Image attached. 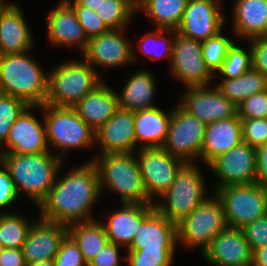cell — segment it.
I'll use <instances>...</instances> for the list:
<instances>
[{
    "instance_id": "48",
    "label": "cell",
    "mask_w": 267,
    "mask_h": 266,
    "mask_svg": "<svg viewBox=\"0 0 267 266\" xmlns=\"http://www.w3.org/2000/svg\"><path fill=\"white\" fill-rule=\"evenodd\" d=\"M256 183L267 189V150L256 148Z\"/></svg>"
},
{
    "instance_id": "23",
    "label": "cell",
    "mask_w": 267,
    "mask_h": 266,
    "mask_svg": "<svg viewBox=\"0 0 267 266\" xmlns=\"http://www.w3.org/2000/svg\"><path fill=\"white\" fill-rule=\"evenodd\" d=\"M177 244V226L155 208L141 222L127 249L175 250Z\"/></svg>"
},
{
    "instance_id": "53",
    "label": "cell",
    "mask_w": 267,
    "mask_h": 266,
    "mask_svg": "<svg viewBox=\"0 0 267 266\" xmlns=\"http://www.w3.org/2000/svg\"><path fill=\"white\" fill-rule=\"evenodd\" d=\"M8 2L0 0V11L5 7Z\"/></svg>"
},
{
    "instance_id": "41",
    "label": "cell",
    "mask_w": 267,
    "mask_h": 266,
    "mask_svg": "<svg viewBox=\"0 0 267 266\" xmlns=\"http://www.w3.org/2000/svg\"><path fill=\"white\" fill-rule=\"evenodd\" d=\"M237 109L241 119L267 118V89L244 99Z\"/></svg>"
},
{
    "instance_id": "31",
    "label": "cell",
    "mask_w": 267,
    "mask_h": 266,
    "mask_svg": "<svg viewBox=\"0 0 267 266\" xmlns=\"http://www.w3.org/2000/svg\"><path fill=\"white\" fill-rule=\"evenodd\" d=\"M68 234L77 243L87 265L108 242L105 227L100 220L71 224L68 226Z\"/></svg>"
},
{
    "instance_id": "29",
    "label": "cell",
    "mask_w": 267,
    "mask_h": 266,
    "mask_svg": "<svg viewBox=\"0 0 267 266\" xmlns=\"http://www.w3.org/2000/svg\"><path fill=\"white\" fill-rule=\"evenodd\" d=\"M156 78L145 69L131 74L120 93H117L118 107L138 111L156 107L153 101L156 89Z\"/></svg>"
},
{
    "instance_id": "30",
    "label": "cell",
    "mask_w": 267,
    "mask_h": 266,
    "mask_svg": "<svg viewBox=\"0 0 267 266\" xmlns=\"http://www.w3.org/2000/svg\"><path fill=\"white\" fill-rule=\"evenodd\" d=\"M188 0H142L137 11L154 21L156 29L177 30Z\"/></svg>"
},
{
    "instance_id": "34",
    "label": "cell",
    "mask_w": 267,
    "mask_h": 266,
    "mask_svg": "<svg viewBox=\"0 0 267 266\" xmlns=\"http://www.w3.org/2000/svg\"><path fill=\"white\" fill-rule=\"evenodd\" d=\"M136 11L137 5L132 0H103L96 9L109 29H124Z\"/></svg>"
},
{
    "instance_id": "15",
    "label": "cell",
    "mask_w": 267,
    "mask_h": 266,
    "mask_svg": "<svg viewBox=\"0 0 267 266\" xmlns=\"http://www.w3.org/2000/svg\"><path fill=\"white\" fill-rule=\"evenodd\" d=\"M221 0H188L177 32L198 41L217 35L224 28Z\"/></svg>"
},
{
    "instance_id": "17",
    "label": "cell",
    "mask_w": 267,
    "mask_h": 266,
    "mask_svg": "<svg viewBox=\"0 0 267 266\" xmlns=\"http://www.w3.org/2000/svg\"><path fill=\"white\" fill-rule=\"evenodd\" d=\"M38 108L39 106H27L23 110L13 123L5 146L0 148V155L4 153L40 154L51 151L46 139L44 120L40 123L32 113L34 109Z\"/></svg>"
},
{
    "instance_id": "49",
    "label": "cell",
    "mask_w": 267,
    "mask_h": 266,
    "mask_svg": "<svg viewBox=\"0 0 267 266\" xmlns=\"http://www.w3.org/2000/svg\"><path fill=\"white\" fill-rule=\"evenodd\" d=\"M21 249L4 248L0 253V266H26Z\"/></svg>"
},
{
    "instance_id": "43",
    "label": "cell",
    "mask_w": 267,
    "mask_h": 266,
    "mask_svg": "<svg viewBox=\"0 0 267 266\" xmlns=\"http://www.w3.org/2000/svg\"><path fill=\"white\" fill-rule=\"evenodd\" d=\"M243 141L254 148L262 146L267 140V118L241 119Z\"/></svg>"
},
{
    "instance_id": "56",
    "label": "cell",
    "mask_w": 267,
    "mask_h": 266,
    "mask_svg": "<svg viewBox=\"0 0 267 266\" xmlns=\"http://www.w3.org/2000/svg\"><path fill=\"white\" fill-rule=\"evenodd\" d=\"M3 249H4V246L0 242V253L2 252Z\"/></svg>"
},
{
    "instance_id": "55",
    "label": "cell",
    "mask_w": 267,
    "mask_h": 266,
    "mask_svg": "<svg viewBox=\"0 0 267 266\" xmlns=\"http://www.w3.org/2000/svg\"><path fill=\"white\" fill-rule=\"evenodd\" d=\"M262 147H263L265 150H267V140H266V142L262 145Z\"/></svg>"
},
{
    "instance_id": "42",
    "label": "cell",
    "mask_w": 267,
    "mask_h": 266,
    "mask_svg": "<svg viewBox=\"0 0 267 266\" xmlns=\"http://www.w3.org/2000/svg\"><path fill=\"white\" fill-rule=\"evenodd\" d=\"M53 261L55 266H87L77 243L69 234L61 242Z\"/></svg>"
},
{
    "instance_id": "16",
    "label": "cell",
    "mask_w": 267,
    "mask_h": 266,
    "mask_svg": "<svg viewBox=\"0 0 267 266\" xmlns=\"http://www.w3.org/2000/svg\"><path fill=\"white\" fill-rule=\"evenodd\" d=\"M212 86L188 87L178 104L206 124L235 117L237 106Z\"/></svg>"
},
{
    "instance_id": "40",
    "label": "cell",
    "mask_w": 267,
    "mask_h": 266,
    "mask_svg": "<svg viewBox=\"0 0 267 266\" xmlns=\"http://www.w3.org/2000/svg\"><path fill=\"white\" fill-rule=\"evenodd\" d=\"M79 20L85 35L88 39L108 32L110 29L103 20L97 15L96 11L81 5H69Z\"/></svg>"
},
{
    "instance_id": "38",
    "label": "cell",
    "mask_w": 267,
    "mask_h": 266,
    "mask_svg": "<svg viewBox=\"0 0 267 266\" xmlns=\"http://www.w3.org/2000/svg\"><path fill=\"white\" fill-rule=\"evenodd\" d=\"M27 106L18 98L0 93V148L4 146L13 123Z\"/></svg>"
},
{
    "instance_id": "19",
    "label": "cell",
    "mask_w": 267,
    "mask_h": 266,
    "mask_svg": "<svg viewBox=\"0 0 267 266\" xmlns=\"http://www.w3.org/2000/svg\"><path fill=\"white\" fill-rule=\"evenodd\" d=\"M100 154L137 152L135 139V111L118 108L114 115L97 131L95 144Z\"/></svg>"
},
{
    "instance_id": "44",
    "label": "cell",
    "mask_w": 267,
    "mask_h": 266,
    "mask_svg": "<svg viewBox=\"0 0 267 266\" xmlns=\"http://www.w3.org/2000/svg\"><path fill=\"white\" fill-rule=\"evenodd\" d=\"M252 251L267 245V215L241 229Z\"/></svg>"
},
{
    "instance_id": "50",
    "label": "cell",
    "mask_w": 267,
    "mask_h": 266,
    "mask_svg": "<svg viewBox=\"0 0 267 266\" xmlns=\"http://www.w3.org/2000/svg\"><path fill=\"white\" fill-rule=\"evenodd\" d=\"M252 266H267V245L253 251Z\"/></svg>"
},
{
    "instance_id": "46",
    "label": "cell",
    "mask_w": 267,
    "mask_h": 266,
    "mask_svg": "<svg viewBox=\"0 0 267 266\" xmlns=\"http://www.w3.org/2000/svg\"><path fill=\"white\" fill-rule=\"evenodd\" d=\"M252 51V68L267 78V37L247 40Z\"/></svg>"
},
{
    "instance_id": "39",
    "label": "cell",
    "mask_w": 267,
    "mask_h": 266,
    "mask_svg": "<svg viewBox=\"0 0 267 266\" xmlns=\"http://www.w3.org/2000/svg\"><path fill=\"white\" fill-rule=\"evenodd\" d=\"M130 266H172L175 250L126 249Z\"/></svg>"
},
{
    "instance_id": "25",
    "label": "cell",
    "mask_w": 267,
    "mask_h": 266,
    "mask_svg": "<svg viewBox=\"0 0 267 266\" xmlns=\"http://www.w3.org/2000/svg\"><path fill=\"white\" fill-rule=\"evenodd\" d=\"M243 142L242 121L235 117L211 122L206 125L201 161L208 166L218 156Z\"/></svg>"
},
{
    "instance_id": "28",
    "label": "cell",
    "mask_w": 267,
    "mask_h": 266,
    "mask_svg": "<svg viewBox=\"0 0 267 266\" xmlns=\"http://www.w3.org/2000/svg\"><path fill=\"white\" fill-rule=\"evenodd\" d=\"M172 109L168 113L159 107L135 111V139L140 148L163 147L169 129Z\"/></svg>"
},
{
    "instance_id": "51",
    "label": "cell",
    "mask_w": 267,
    "mask_h": 266,
    "mask_svg": "<svg viewBox=\"0 0 267 266\" xmlns=\"http://www.w3.org/2000/svg\"><path fill=\"white\" fill-rule=\"evenodd\" d=\"M68 5H81L93 11L100 6L103 0H64Z\"/></svg>"
},
{
    "instance_id": "22",
    "label": "cell",
    "mask_w": 267,
    "mask_h": 266,
    "mask_svg": "<svg viewBox=\"0 0 267 266\" xmlns=\"http://www.w3.org/2000/svg\"><path fill=\"white\" fill-rule=\"evenodd\" d=\"M32 35L22 9L8 1L0 11V56L31 51Z\"/></svg>"
},
{
    "instance_id": "45",
    "label": "cell",
    "mask_w": 267,
    "mask_h": 266,
    "mask_svg": "<svg viewBox=\"0 0 267 266\" xmlns=\"http://www.w3.org/2000/svg\"><path fill=\"white\" fill-rule=\"evenodd\" d=\"M18 197L19 195L9 171L0 161V208L6 209V207L16 202Z\"/></svg>"
},
{
    "instance_id": "3",
    "label": "cell",
    "mask_w": 267,
    "mask_h": 266,
    "mask_svg": "<svg viewBox=\"0 0 267 266\" xmlns=\"http://www.w3.org/2000/svg\"><path fill=\"white\" fill-rule=\"evenodd\" d=\"M29 53L0 56V93L18 98L28 106H42L48 93V72Z\"/></svg>"
},
{
    "instance_id": "47",
    "label": "cell",
    "mask_w": 267,
    "mask_h": 266,
    "mask_svg": "<svg viewBox=\"0 0 267 266\" xmlns=\"http://www.w3.org/2000/svg\"><path fill=\"white\" fill-rule=\"evenodd\" d=\"M121 246L107 242L98 255L87 266H121Z\"/></svg>"
},
{
    "instance_id": "27",
    "label": "cell",
    "mask_w": 267,
    "mask_h": 266,
    "mask_svg": "<svg viewBox=\"0 0 267 266\" xmlns=\"http://www.w3.org/2000/svg\"><path fill=\"white\" fill-rule=\"evenodd\" d=\"M232 26L237 37H267V0H236Z\"/></svg>"
},
{
    "instance_id": "8",
    "label": "cell",
    "mask_w": 267,
    "mask_h": 266,
    "mask_svg": "<svg viewBox=\"0 0 267 266\" xmlns=\"http://www.w3.org/2000/svg\"><path fill=\"white\" fill-rule=\"evenodd\" d=\"M227 227L223 205L214 194L177 225L179 245L183 244L188 249L199 247L203 254L213 238Z\"/></svg>"
},
{
    "instance_id": "35",
    "label": "cell",
    "mask_w": 267,
    "mask_h": 266,
    "mask_svg": "<svg viewBox=\"0 0 267 266\" xmlns=\"http://www.w3.org/2000/svg\"><path fill=\"white\" fill-rule=\"evenodd\" d=\"M166 34V35H165ZM168 34L173 39L168 38ZM172 34V36H171ZM175 30L158 29L146 33L135 46L152 60L167 58L171 63ZM167 37V38H166ZM161 50H160V49ZM158 49V51H157Z\"/></svg>"
},
{
    "instance_id": "20",
    "label": "cell",
    "mask_w": 267,
    "mask_h": 266,
    "mask_svg": "<svg viewBox=\"0 0 267 266\" xmlns=\"http://www.w3.org/2000/svg\"><path fill=\"white\" fill-rule=\"evenodd\" d=\"M67 234L66 225L41 218L34 220L21 248L26 264L53 260Z\"/></svg>"
},
{
    "instance_id": "10",
    "label": "cell",
    "mask_w": 267,
    "mask_h": 266,
    "mask_svg": "<svg viewBox=\"0 0 267 266\" xmlns=\"http://www.w3.org/2000/svg\"><path fill=\"white\" fill-rule=\"evenodd\" d=\"M206 125L177 103L172 108L168 134L163 148L185 163L200 161Z\"/></svg>"
},
{
    "instance_id": "4",
    "label": "cell",
    "mask_w": 267,
    "mask_h": 266,
    "mask_svg": "<svg viewBox=\"0 0 267 266\" xmlns=\"http://www.w3.org/2000/svg\"><path fill=\"white\" fill-rule=\"evenodd\" d=\"M92 161L99 176L100 192L108 189L123 203L154 204L147 195L134 152L97 154Z\"/></svg>"
},
{
    "instance_id": "32",
    "label": "cell",
    "mask_w": 267,
    "mask_h": 266,
    "mask_svg": "<svg viewBox=\"0 0 267 266\" xmlns=\"http://www.w3.org/2000/svg\"><path fill=\"white\" fill-rule=\"evenodd\" d=\"M217 89L237 107L244 99L267 89V78L251 68L238 78L222 79L215 84Z\"/></svg>"
},
{
    "instance_id": "26",
    "label": "cell",
    "mask_w": 267,
    "mask_h": 266,
    "mask_svg": "<svg viewBox=\"0 0 267 266\" xmlns=\"http://www.w3.org/2000/svg\"><path fill=\"white\" fill-rule=\"evenodd\" d=\"M73 108L94 131H97L119 108L117 92L103 81Z\"/></svg>"
},
{
    "instance_id": "18",
    "label": "cell",
    "mask_w": 267,
    "mask_h": 266,
    "mask_svg": "<svg viewBox=\"0 0 267 266\" xmlns=\"http://www.w3.org/2000/svg\"><path fill=\"white\" fill-rule=\"evenodd\" d=\"M202 257L213 266H252L253 251L241 229L227 227L213 238Z\"/></svg>"
},
{
    "instance_id": "13",
    "label": "cell",
    "mask_w": 267,
    "mask_h": 266,
    "mask_svg": "<svg viewBox=\"0 0 267 266\" xmlns=\"http://www.w3.org/2000/svg\"><path fill=\"white\" fill-rule=\"evenodd\" d=\"M207 168L218 178L214 191L229 185L256 183V148L246 142L214 159Z\"/></svg>"
},
{
    "instance_id": "52",
    "label": "cell",
    "mask_w": 267,
    "mask_h": 266,
    "mask_svg": "<svg viewBox=\"0 0 267 266\" xmlns=\"http://www.w3.org/2000/svg\"><path fill=\"white\" fill-rule=\"evenodd\" d=\"M26 266H55L53 260H42L27 264Z\"/></svg>"
},
{
    "instance_id": "9",
    "label": "cell",
    "mask_w": 267,
    "mask_h": 266,
    "mask_svg": "<svg viewBox=\"0 0 267 266\" xmlns=\"http://www.w3.org/2000/svg\"><path fill=\"white\" fill-rule=\"evenodd\" d=\"M214 193L223 205L230 228L242 229L267 215V189L258 183L224 186Z\"/></svg>"
},
{
    "instance_id": "14",
    "label": "cell",
    "mask_w": 267,
    "mask_h": 266,
    "mask_svg": "<svg viewBox=\"0 0 267 266\" xmlns=\"http://www.w3.org/2000/svg\"><path fill=\"white\" fill-rule=\"evenodd\" d=\"M124 29H110L108 32L91 37L86 50L82 53L84 58L95 70L96 67H122L137 58L131 42L123 37Z\"/></svg>"
},
{
    "instance_id": "5",
    "label": "cell",
    "mask_w": 267,
    "mask_h": 266,
    "mask_svg": "<svg viewBox=\"0 0 267 266\" xmlns=\"http://www.w3.org/2000/svg\"><path fill=\"white\" fill-rule=\"evenodd\" d=\"M84 58L67 60L48 73V93L45 104L74 107L103 80Z\"/></svg>"
},
{
    "instance_id": "6",
    "label": "cell",
    "mask_w": 267,
    "mask_h": 266,
    "mask_svg": "<svg viewBox=\"0 0 267 266\" xmlns=\"http://www.w3.org/2000/svg\"><path fill=\"white\" fill-rule=\"evenodd\" d=\"M46 128L48 147L61 151L62 160L68 151L87 149L95 144V131L77 114L73 107H60L44 104L39 106Z\"/></svg>"
},
{
    "instance_id": "54",
    "label": "cell",
    "mask_w": 267,
    "mask_h": 266,
    "mask_svg": "<svg viewBox=\"0 0 267 266\" xmlns=\"http://www.w3.org/2000/svg\"><path fill=\"white\" fill-rule=\"evenodd\" d=\"M136 5H138L142 0H132Z\"/></svg>"
},
{
    "instance_id": "36",
    "label": "cell",
    "mask_w": 267,
    "mask_h": 266,
    "mask_svg": "<svg viewBox=\"0 0 267 266\" xmlns=\"http://www.w3.org/2000/svg\"><path fill=\"white\" fill-rule=\"evenodd\" d=\"M250 46L245 50L236 42L229 48L228 53L221 68L217 71L219 77L223 79H233L240 77L243 73L252 68V51Z\"/></svg>"
},
{
    "instance_id": "21",
    "label": "cell",
    "mask_w": 267,
    "mask_h": 266,
    "mask_svg": "<svg viewBox=\"0 0 267 266\" xmlns=\"http://www.w3.org/2000/svg\"><path fill=\"white\" fill-rule=\"evenodd\" d=\"M48 41L53 46H76L82 54L88 45V38L76 18L73 9L61 0L50 10L46 20Z\"/></svg>"
},
{
    "instance_id": "1",
    "label": "cell",
    "mask_w": 267,
    "mask_h": 266,
    "mask_svg": "<svg viewBox=\"0 0 267 266\" xmlns=\"http://www.w3.org/2000/svg\"><path fill=\"white\" fill-rule=\"evenodd\" d=\"M37 208L40 218L66 226L96 220L91 215L93 205L101 196L99 176L92 161L71 169L60 177Z\"/></svg>"
},
{
    "instance_id": "12",
    "label": "cell",
    "mask_w": 267,
    "mask_h": 266,
    "mask_svg": "<svg viewBox=\"0 0 267 266\" xmlns=\"http://www.w3.org/2000/svg\"><path fill=\"white\" fill-rule=\"evenodd\" d=\"M172 75L188 87L210 86L214 75L207 68L202 56L201 41L185 37L175 30Z\"/></svg>"
},
{
    "instance_id": "37",
    "label": "cell",
    "mask_w": 267,
    "mask_h": 266,
    "mask_svg": "<svg viewBox=\"0 0 267 266\" xmlns=\"http://www.w3.org/2000/svg\"><path fill=\"white\" fill-rule=\"evenodd\" d=\"M235 41L219 32L217 35L201 42L202 56L207 68L214 75L221 68L229 48Z\"/></svg>"
},
{
    "instance_id": "24",
    "label": "cell",
    "mask_w": 267,
    "mask_h": 266,
    "mask_svg": "<svg viewBox=\"0 0 267 266\" xmlns=\"http://www.w3.org/2000/svg\"><path fill=\"white\" fill-rule=\"evenodd\" d=\"M155 209V204H128L111 213L106 222H102L105 227L108 242L119 246H130L141 222Z\"/></svg>"
},
{
    "instance_id": "2",
    "label": "cell",
    "mask_w": 267,
    "mask_h": 266,
    "mask_svg": "<svg viewBox=\"0 0 267 266\" xmlns=\"http://www.w3.org/2000/svg\"><path fill=\"white\" fill-rule=\"evenodd\" d=\"M0 161L9 171L18 195L24 193L37 207L47 196L64 164V160L51 152L4 153L0 155Z\"/></svg>"
},
{
    "instance_id": "33",
    "label": "cell",
    "mask_w": 267,
    "mask_h": 266,
    "mask_svg": "<svg viewBox=\"0 0 267 266\" xmlns=\"http://www.w3.org/2000/svg\"><path fill=\"white\" fill-rule=\"evenodd\" d=\"M33 222L22 215L0 212V242L4 248L21 249Z\"/></svg>"
},
{
    "instance_id": "7",
    "label": "cell",
    "mask_w": 267,
    "mask_h": 266,
    "mask_svg": "<svg viewBox=\"0 0 267 266\" xmlns=\"http://www.w3.org/2000/svg\"><path fill=\"white\" fill-rule=\"evenodd\" d=\"M197 163H185L170 188L155 202V208L176 226L198 207L206 196L203 173Z\"/></svg>"
},
{
    "instance_id": "11",
    "label": "cell",
    "mask_w": 267,
    "mask_h": 266,
    "mask_svg": "<svg viewBox=\"0 0 267 266\" xmlns=\"http://www.w3.org/2000/svg\"><path fill=\"white\" fill-rule=\"evenodd\" d=\"M136 156L148 198L155 203L173 184L185 162L172 156L163 147L139 148Z\"/></svg>"
}]
</instances>
